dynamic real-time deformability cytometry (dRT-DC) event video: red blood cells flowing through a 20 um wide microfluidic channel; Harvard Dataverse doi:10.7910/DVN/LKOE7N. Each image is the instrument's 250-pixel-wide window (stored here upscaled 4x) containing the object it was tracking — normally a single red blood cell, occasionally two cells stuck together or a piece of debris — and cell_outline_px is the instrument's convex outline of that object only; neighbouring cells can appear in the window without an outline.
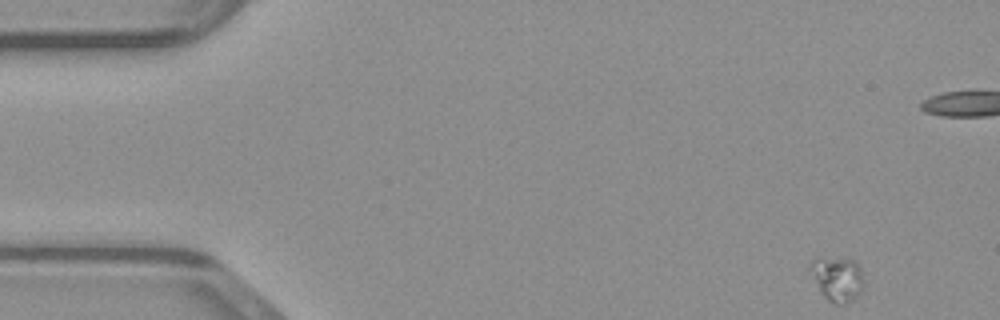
{"species": "common noctule bat (a hibernating species)", "species_latin": "Nyctalus noctula", "temperature_condition": "warm", "stored_images_in_passage": 49, "camera_frame_rate_fps": 3000, "um_per_image_px": 0.085, "animal": {"sex": "male", "body_mass_g": 23.1, "forearm_length_mm": 52.7}, "frame": {"image": 1, "passage_image": 1, "time_ms": 0.0, "image_size_px": [1000, 320], "cell_outline_px": [[860, 292], [856, 296], [844, 304], [836, 304], [828, 300], [820, 292], [808, 268], [812, 260], [816, 256], [820, 256], [856, 260], [860, 264]], "centroid_in_image_um": [71.1, 23.64], "position_along_channel_um": 13.9, "area_um2": 13.76}}
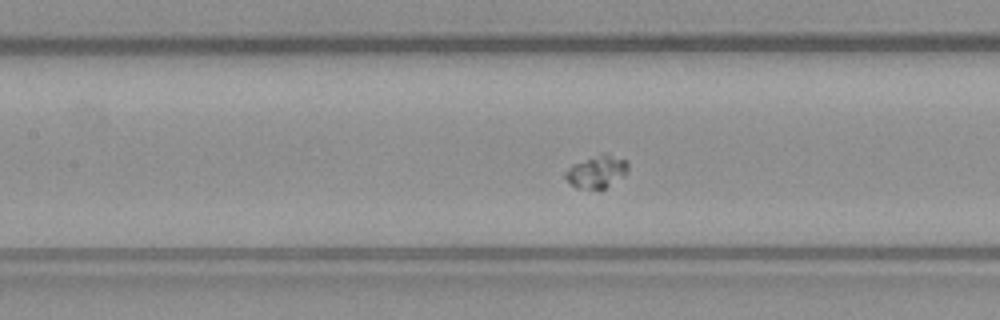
{"frame": {"image": 2, "passage_image": 20, "time_ms": 6.333, "image_size_px": [1000, 320], "cell_outline_px": [[628, 168], [624, 176], [604, 188], [576, 188], [564, 176], [564, 172], [572, 164], [600, 152], [628, 160]], "centroid_in_image_um": [50.72, 14.55], "position_along_channel_um": 156.7, "area_um2": 11.85}}
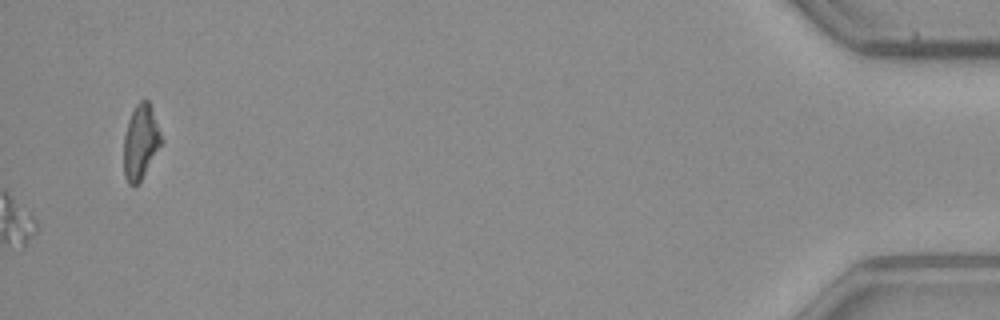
{"frame": {"image": 3, "passage_image": 49, "time_ms": 16.0, "image_size_px": [1000, 320], "cell_outline_px": [[164, 140], [140, 184], [128, 184], [124, 176], [124, 136], [128, 120], [136, 104], [140, 100], [148, 100], [152, 108]], "centroid_in_image_um": [11.97, 12.09], "position_along_channel_um": 423.2, "area_um2": 16.59}}